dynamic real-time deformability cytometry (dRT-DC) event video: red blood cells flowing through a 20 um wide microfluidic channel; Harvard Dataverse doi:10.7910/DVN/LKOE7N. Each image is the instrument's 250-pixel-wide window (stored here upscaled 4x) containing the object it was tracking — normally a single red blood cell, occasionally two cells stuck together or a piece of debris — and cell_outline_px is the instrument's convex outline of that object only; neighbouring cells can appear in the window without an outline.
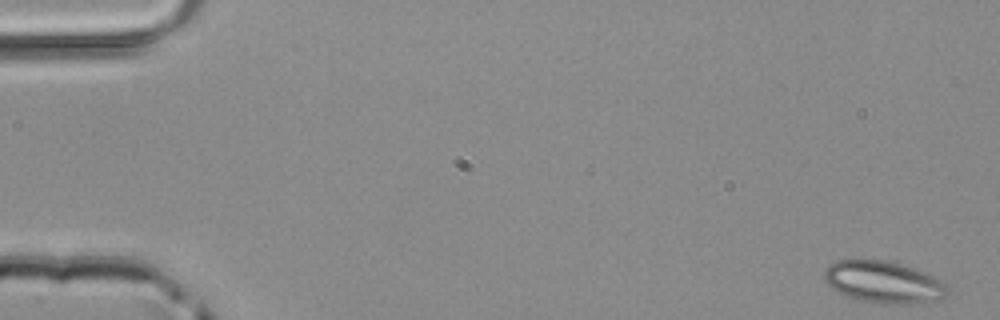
{"species": "common noctule bat (a hibernating species)", "species_latin": "Nyctalus noctula", "temperature_condition": "room temperature", "stored_images_in_passage": 49, "camera_frame_rate_fps": 3000, "um_per_image_px": 0.085, "animal": {"sex": "male", "body_mass_g": 20.4}, "frame": {"image": 1, "passage_image": 1, "time_ms": 0.0, "image_size_px": [1000, 320], "cell_outline_px": [[948, 292], [940, 300], [932, 304], [896, 304], [860, 300], [848, 296], [832, 288], [824, 280], [824, 268], [828, 264], [836, 260], [884, 260], [900, 264], [924, 272], [948, 284]], "centroid_in_image_um": [75.14, 23.99], "position_along_channel_um": 9.9, "area_um2": 30.23}}
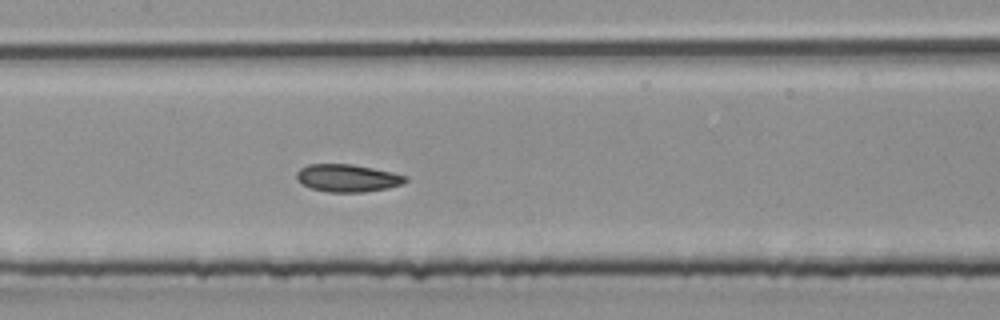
{"frame": {"image": 2, "passage_image": 24, "time_ms": 7.667, "image_size_px": [1000, 320], "cell_outline_px": [[408, 180], [404, 184], [388, 188], [364, 192], [328, 192], [312, 188], [296, 180], [296, 172], [300, 168], [308, 164], [352, 164], [392, 172], [408, 176]], "centroid_in_image_um": [29.56, 15.13], "position_along_channel_um": 177.8, "area_um2": 17.57}}
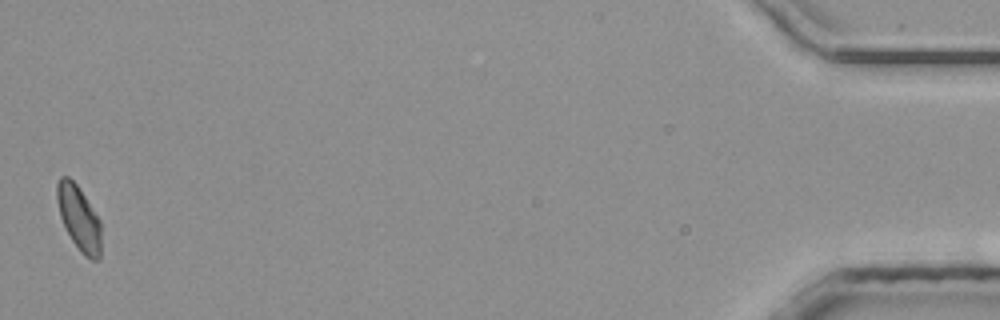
{"frame": {"image": 3, "passage_image": 49, "time_ms": 16.0, "image_size_px": [1000, 320], "cell_outline_px": [[100, 260], [92, 260], [84, 256], [80, 252], [72, 240], [60, 216], [56, 200], [56, 184], [60, 176], [68, 176], [76, 184], [100, 220]], "centroid_in_image_um": [6.69, 18.54], "position_along_channel_um": 428.5, "area_um2": 16.47}}